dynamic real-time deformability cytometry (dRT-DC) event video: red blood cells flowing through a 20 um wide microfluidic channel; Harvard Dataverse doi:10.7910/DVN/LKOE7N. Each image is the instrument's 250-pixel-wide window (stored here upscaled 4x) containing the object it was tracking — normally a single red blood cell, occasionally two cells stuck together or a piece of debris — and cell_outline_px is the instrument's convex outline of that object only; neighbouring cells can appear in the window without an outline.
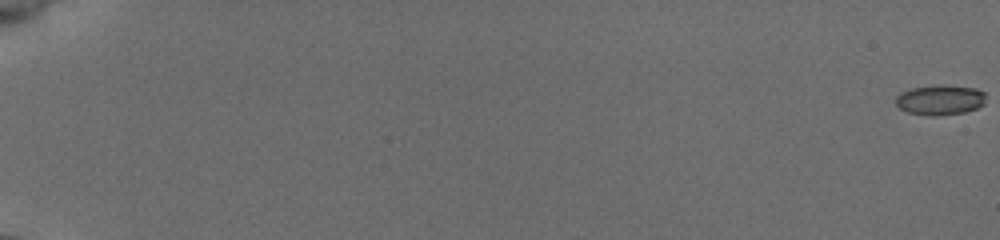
{"species": "common noctule bat (a hibernating species)", "species_latin": "Nyctalus noctula", "temperature_condition": "cold", "stored_images_in_passage": 49, "camera_frame_rate_fps": 3000, "um_per_image_px": 0.085, "animal": {"sex": "female", "body_mass_g": 19.5, "forearm_length_mm": 54.1}, "frame": {"image": 1, "passage_image": 1, "time_ms": 0.0, "image_size_px": [1000, 240], "cell_outline_px": [[984, 104], [976, 108], [964, 112], [932, 116], [908, 112], [900, 108], [896, 104], [896, 96], [900, 92], [912, 88], [940, 84], [976, 88], [984, 92]], "centroid_in_image_um": [79.89, 8.48], "position_along_channel_um": 5.1, "area_um2": 15.72}}
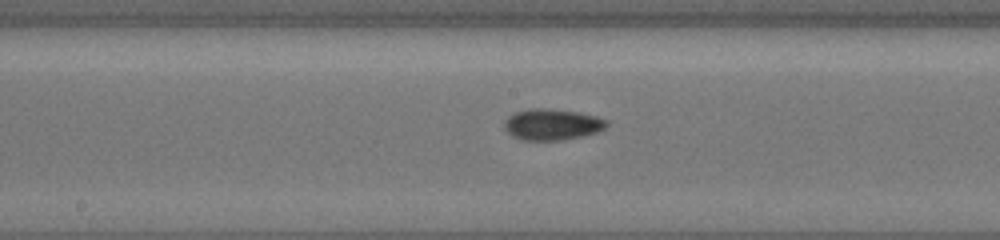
{"frame": {"image": 2, "passage_image": 33, "time_ms": 10.667, "image_size_px": [1000, 240], "cell_outline_px": [[608, 124], [604, 128], [596, 132], [584, 136], [560, 140], [520, 140], [512, 136], [504, 128], [504, 120], [508, 116], [516, 112], [532, 108], [548, 108], [576, 112], [596, 116], [608, 120]], "centroid_in_image_um": [46.91, 10.58], "position_along_channel_um": 201.3, "area_um2": 18.61}}
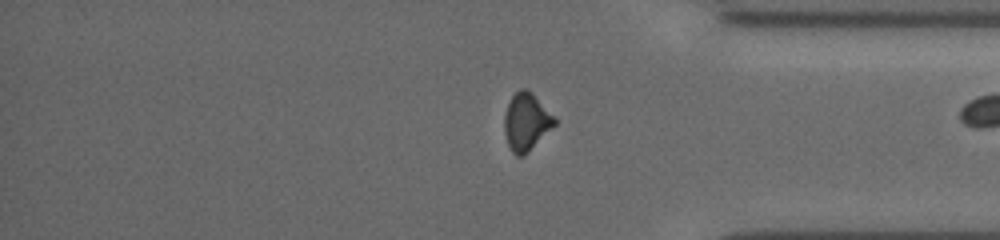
{"frame": {"image": 3, "passage_image": 48, "time_ms": 15.667, "image_size_px": [1000, 240], "cell_outline_px": [[556, 124], [524, 156], [516, 156], [512, 152], [508, 144], [504, 132], [504, 116], [508, 104], [512, 96], [520, 88], [528, 88], [532, 92], [556, 120]], "centroid_in_image_um": [44.71, 10.36], "position_along_channel_um": 390.5, "area_um2": 16.65}}